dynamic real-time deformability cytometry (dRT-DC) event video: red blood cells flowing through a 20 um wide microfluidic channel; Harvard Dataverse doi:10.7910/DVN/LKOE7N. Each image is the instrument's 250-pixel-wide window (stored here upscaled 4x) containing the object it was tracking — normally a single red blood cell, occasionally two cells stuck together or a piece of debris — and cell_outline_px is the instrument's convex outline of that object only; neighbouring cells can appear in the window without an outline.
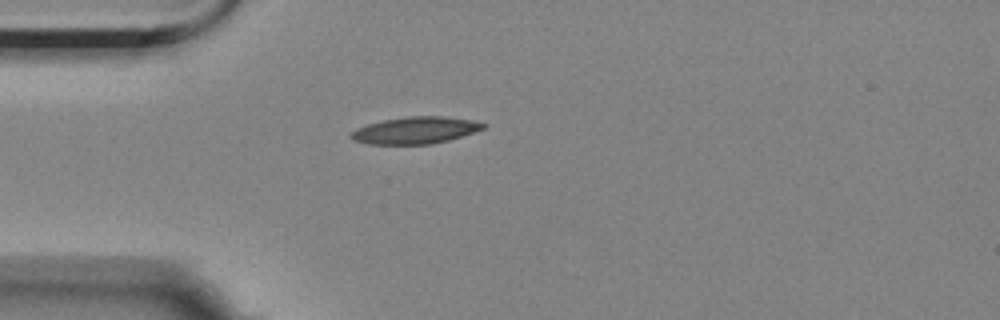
{"species": "Egyptian fruit bat (a non-hibernating species)", "species_latin": "Rousettus aegyptiacus", "temperature_condition": "room temperature", "stored_images_in_passage": 5, "camera_frame_rate_fps": 3000, "um_per_image_px": 0.085, "animal": {"sex": "female"}, "frame": {"image": 1, "passage_image": 1, "time_ms": 0.0, "image_size_px": [1000, 320], "cell_outline_px": [[488, 124], [484, 128], [448, 140], [432, 144], [368, 144], [352, 140], [348, 136], [356, 128], [368, 124], [384, 120], [408, 116], [444, 116], [472, 120]], "centroid_in_image_um": [35.27, 11.07], "position_along_channel_um": 49.7, "area_um2": 20.63}}
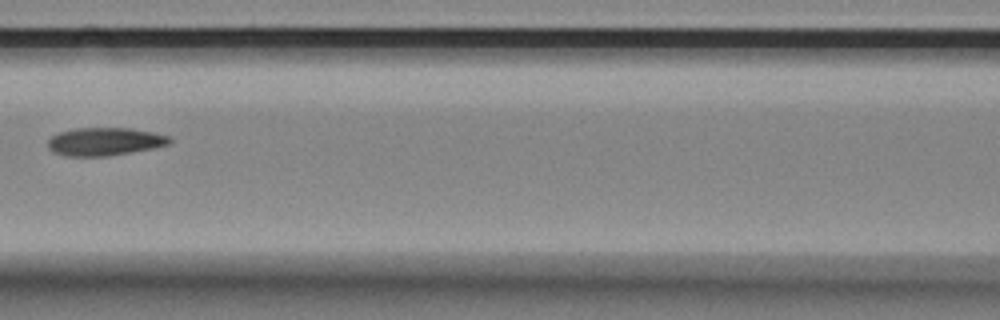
{"frame": {"image": 2, "passage_image": 4, "time_ms": 3.333, "image_size_px": [1000, 320], "cell_outline_px": [[172, 144], [152, 148], [108, 156], [64, 156], [52, 152], [48, 148], [48, 140], [52, 136], [60, 132], [76, 128], [132, 128], [152, 132], [168, 136], [172, 140]], "centroid_in_image_um": [8.89, 12.03], "position_along_channel_um": 157.7, "area_um2": 19.88}}
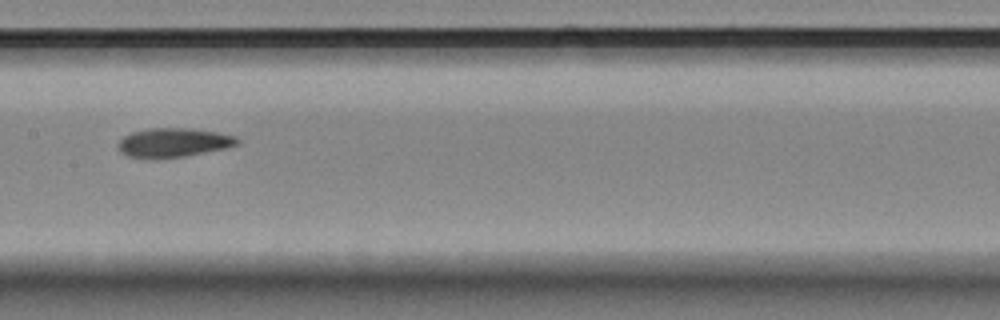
{"frame": {"image": 3, "passage_image": 5, "time_ms": 4.333, "image_size_px": [1000, 320], "cell_outline_px": [[240, 144], [224, 148], [184, 156], [152, 160], [148, 160], [128, 156], [120, 152], [120, 140], [124, 136], [132, 132], [148, 128], [192, 128], [216, 132], [236, 136], [240, 140]], "centroid_in_image_um": [14.74, 12.13], "position_along_channel_um": 192.7, "area_um2": 20.35}}